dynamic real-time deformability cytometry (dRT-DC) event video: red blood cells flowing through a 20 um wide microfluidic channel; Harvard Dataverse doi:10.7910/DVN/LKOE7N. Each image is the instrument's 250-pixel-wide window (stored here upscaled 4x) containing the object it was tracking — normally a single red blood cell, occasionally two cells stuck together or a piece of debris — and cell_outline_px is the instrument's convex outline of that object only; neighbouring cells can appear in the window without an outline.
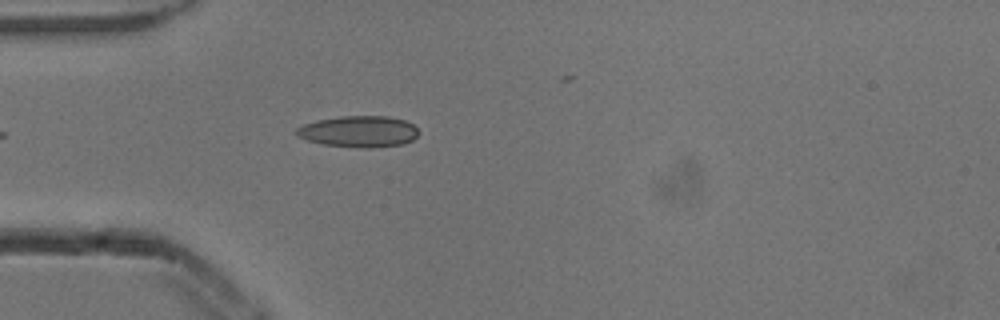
{"species": "common noctule bat (a hibernating species)", "species_latin": "Nyctalus noctula", "temperature_condition": "cold", "stored_images_in_passage": 1, "camera_frame_rate_fps": 3000, "um_per_image_px": 0.085, "animal": {"sex": "male", "body_mass_g": 13.3}, "frame": {"image": 1, "passage_image": 1, "time_ms": 0.0, "image_size_px": [1000, 320], "cell_outline_px": [[416, 136], [412, 140], [400, 144], [372, 148], [364, 148], [324, 144], [308, 140], [296, 136], [296, 128], [304, 124], [316, 120], [340, 116], [388, 116], [404, 120], [412, 124], [416, 128]], "centroid_in_image_um": [30.46, 11.17], "position_along_channel_um": 54.5, "area_um2": 22.08}}